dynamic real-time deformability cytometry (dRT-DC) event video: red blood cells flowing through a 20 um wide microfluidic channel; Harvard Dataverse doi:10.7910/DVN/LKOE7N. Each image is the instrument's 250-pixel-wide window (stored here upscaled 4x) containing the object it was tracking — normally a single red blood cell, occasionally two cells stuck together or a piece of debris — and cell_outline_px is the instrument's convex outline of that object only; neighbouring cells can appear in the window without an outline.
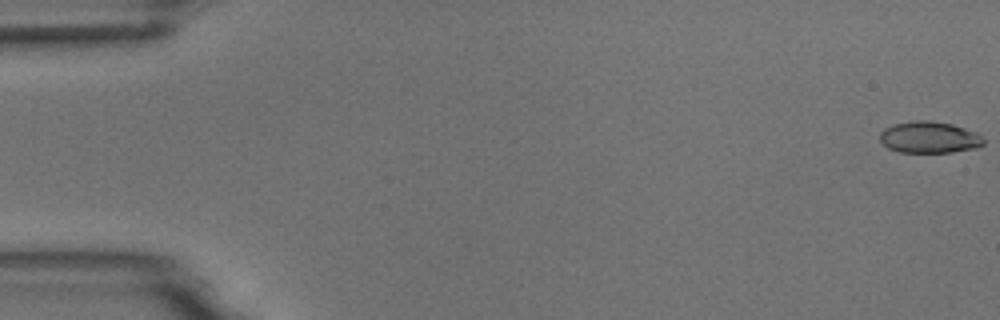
{"species": "common noctule bat (a hibernating species)", "species_latin": "Nyctalus noctula", "temperature_condition": "room temperature", "stored_images_in_passage": 6, "camera_frame_rate_fps": 3000, "um_per_image_px": 0.085, "animal": {"sex": "male", "body_mass_g": 18.8}, "frame": {"image": 1, "passage_image": 1, "time_ms": 0.0, "image_size_px": [1000, 320], "cell_outline_px": [[984, 144], [976, 148], [952, 152], [900, 152], [888, 148], [880, 140], [880, 132], [884, 128], [896, 124], [912, 120], [928, 120], [952, 124], [976, 132], [984, 140]], "centroid_in_image_um": [78.99, 11.67], "position_along_channel_um": 6.0, "area_um2": 19.02}}